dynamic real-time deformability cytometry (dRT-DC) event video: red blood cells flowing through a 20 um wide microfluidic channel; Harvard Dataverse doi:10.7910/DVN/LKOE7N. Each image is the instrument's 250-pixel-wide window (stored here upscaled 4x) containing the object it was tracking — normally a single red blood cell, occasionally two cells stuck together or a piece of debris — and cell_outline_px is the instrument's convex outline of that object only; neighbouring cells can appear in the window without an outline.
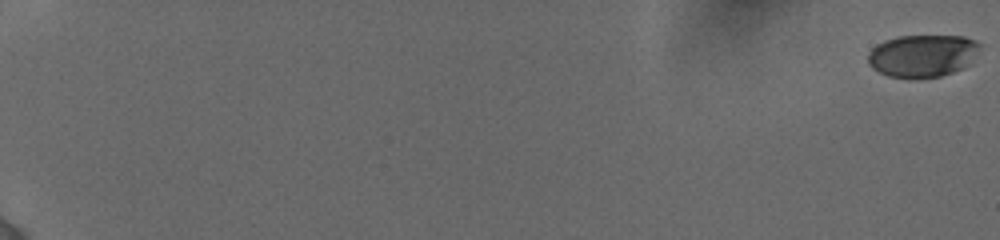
{"species": "human", "species_latin": "Homo sapiens", "temperature_condition": "cold", "stored_images_in_passage": 98, "camera_frame_rate_fps": 3000, "um_per_image_px": 0.085, "donor": {"sex": "female"}, "frame": {"image": 1, "passage_image": 1, "time_ms": 0.0, "image_size_px": [1000, 240], "cell_outline_px": [[980, 44], [964, 68], [940, 76], [908, 80], [888, 76], [872, 68], [868, 64], [868, 52], [876, 44], [884, 40], [900, 36], [964, 36], [976, 40]], "centroid_in_image_um": [78.34, 4.75], "position_along_channel_um": 6.7, "area_um2": 27.74}}
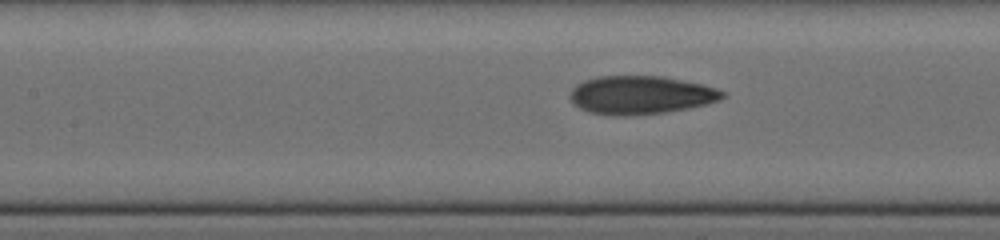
{"frame": {"image": 2, "passage_image": 59, "time_ms": 10.0, "image_size_px": [1000, 240], "cell_outline_px": [[724, 96], [720, 100], [708, 104], [688, 108], [664, 112], [624, 116], [620, 116], [588, 112], [572, 104], [568, 96], [572, 88], [576, 84], [584, 80], [600, 76], [664, 76], [700, 84], [716, 88], [724, 92]], "centroid_in_image_um": [54.42, 8.07], "position_along_channel_um": 153.0, "area_um2": 34.1}}
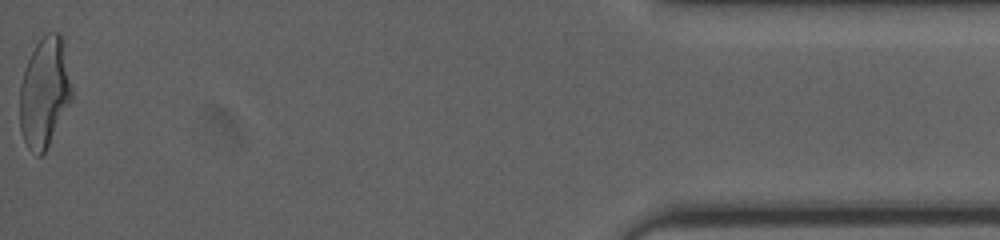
{"frame": {"image": 3, "passage_image": 98, "time_ms": 19.0, "image_size_px": [1000, 240], "cell_outline_px": [[72, 100], [44, 152], [40, 156], [36, 156], [28, 148], [20, 132], [20, 84], [24, 68], [36, 44], [48, 32], [60, 32], [64, 36], [72, 88]], "centroid_in_image_um": [3.8, 7.82], "position_along_channel_um": 431.4, "area_um2": 33.64}, "authors_computed_cell_mechanics": {"area_um2": 32.3391, "velocity_mm_per_s": 3.8847, "shape_relaxation_time_tau1_ms": 6.4519, "shape_relaxation_time_tau2_ms": 1.3695, "deformation_change_tau1": 0.2042, "deformation_change_tau2": 0.089}}